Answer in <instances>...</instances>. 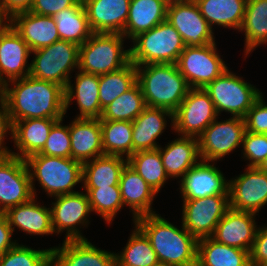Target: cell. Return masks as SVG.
<instances>
[{
	"mask_svg": "<svg viewBox=\"0 0 267 266\" xmlns=\"http://www.w3.org/2000/svg\"><path fill=\"white\" fill-rule=\"evenodd\" d=\"M229 208V195L183 200L182 225L197 239L211 237Z\"/></svg>",
	"mask_w": 267,
	"mask_h": 266,
	"instance_id": "12",
	"label": "cell"
},
{
	"mask_svg": "<svg viewBox=\"0 0 267 266\" xmlns=\"http://www.w3.org/2000/svg\"><path fill=\"white\" fill-rule=\"evenodd\" d=\"M104 155H132V121L100 120Z\"/></svg>",
	"mask_w": 267,
	"mask_h": 266,
	"instance_id": "37",
	"label": "cell"
},
{
	"mask_svg": "<svg viewBox=\"0 0 267 266\" xmlns=\"http://www.w3.org/2000/svg\"><path fill=\"white\" fill-rule=\"evenodd\" d=\"M77 73L75 86L69 80L65 88V112L72 103V99H76L80 113L75 118L100 119L103 109L99 101V75L81 70Z\"/></svg>",
	"mask_w": 267,
	"mask_h": 266,
	"instance_id": "25",
	"label": "cell"
},
{
	"mask_svg": "<svg viewBox=\"0 0 267 266\" xmlns=\"http://www.w3.org/2000/svg\"><path fill=\"white\" fill-rule=\"evenodd\" d=\"M256 215L258 214L229 208L217 224L211 238L218 243L250 253L258 228L255 222Z\"/></svg>",
	"mask_w": 267,
	"mask_h": 266,
	"instance_id": "18",
	"label": "cell"
},
{
	"mask_svg": "<svg viewBox=\"0 0 267 266\" xmlns=\"http://www.w3.org/2000/svg\"><path fill=\"white\" fill-rule=\"evenodd\" d=\"M136 70L147 107L174 113L191 89L176 64H146Z\"/></svg>",
	"mask_w": 267,
	"mask_h": 266,
	"instance_id": "3",
	"label": "cell"
},
{
	"mask_svg": "<svg viewBox=\"0 0 267 266\" xmlns=\"http://www.w3.org/2000/svg\"><path fill=\"white\" fill-rule=\"evenodd\" d=\"M242 147L244 158L249 160L248 167H258L267 157V134L245 131Z\"/></svg>",
	"mask_w": 267,
	"mask_h": 266,
	"instance_id": "44",
	"label": "cell"
},
{
	"mask_svg": "<svg viewBox=\"0 0 267 266\" xmlns=\"http://www.w3.org/2000/svg\"><path fill=\"white\" fill-rule=\"evenodd\" d=\"M149 239L160 265L197 266L198 239L159 214L138 217L134 222Z\"/></svg>",
	"mask_w": 267,
	"mask_h": 266,
	"instance_id": "2",
	"label": "cell"
},
{
	"mask_svg": "<svg viewBox=\"0 0 267 266\" xmlns=\"http://www.w3.org/2000/svg\"><path fill=\"white\" fill-rule=\"evenodd\" d=\"M180 187L183 200L229 195V182L223 173L213 163L203 160H200L181 178Z\"/></svg>",
	"mask_w": 267,
	"mask_h": 266,
	"instance_id": "17",
	"label": "cell"
},
{
	"mask_svg": "<svg viewBox=\"0 0 267 266\" xmlns=\"http://www.w3.org/2000/svg\"><path fill=\"white\" fill-rule=\"evenodd\" d=\"M69 133L72 159L83 164L104 155L100 119L75 118Z\"/></svg>",
	"mask_w": 267,
	"mask_h": 266,
	"instance_id": "22",
	"label": "cell"
},
{
	"mask_svg": "<svg viewBox=\"0 0 267 266\" xmlns=\"http://www.w3.org/2000/svg\"><path fill=\"white\" fill-rule=\"evenodd\" d=\"M218 116L210 95L204 89L191 88L173 113L172 130L198 138Z\"/></svg>",
	"mask_w": 267,
	"mask_h": 266,
	"instance_id": "10",
	"label": "cell"
},
{
	"mask_svg": "<svg viewBox=\"0 0 267 266\" xmlns=\"http://www.w3.org/2000/svg\"><path fill=\"white\" fill-rule=\"evenodd\" d=\"M13 29L22 37L31 51L60 40L53 16L22 12L12 17Z\"/></svg>",
	"mask_w": 267,
	"mask_h": 266,
	"instance_id": "23",
	"label": "cell"
},
{
	"mask_svg": "<svg viewBox=\"0 0 267 266\" xmlns=\"http://www.w3.org/2000/svg\"><path fill=\"white\" fill-rule=\"evenodd\" d=\"M60 119H23L13 124L15 147L20 152H12L13 156L26 159L28 156L39 153L46 144L52 126Z\"/></svg>",
	"mask_w": 267,
	"mask_h": 266,
	"instance_id": "26",
	"label": "cell"
},
{
	"mask_svg": "<svg viewBox=\"0 0 267 266\" xmlns=\"http://www.w3.org/2000/svg\"><path fill=\"white\" fill-rule=\"evenodd\" d=\"M120 33H93L79 46L78 70L94 75L107 74L130 62V49L124 50Z\"/></svg>",
	"mask_w": 267,
	"mask_h": 266,
	"instance_id": "6",
	"label": "cell"
},
{
	"mask_svg": "<svg viewBox=\"0 0 267 266\" xmlns=\"http://www.w3.org/2000/svg\"><path fill=\"white\" fill-rule=\"evenodd\" d=\"M9 83L5 84L2 98L7 103L13 124L23 119H62L66 114L63 86L30 75Z\"/></svg>",
	"mask_w": 267,
	"mask_h": 266,
	"instance_id": "1",
	"label": "cell"
},
{
	"mask_svg": "<svg viewBox=\"0 0 267 266\" xmlns=\"http://www.w3.org/2000/svg\"><path fill=\"white\" fill-rule=\"evenodd\" d=\"M158 150L167 176L174 179L183 177L201 160L198 138L195 137L180 136Z\"/></svg>",
	"mask_w": 267,
	"mask_h": 266,
	"instance_id": "28",
	"label": "cell"
},
{
	"mask_svg": "<svg viewBox=\"0 0 267 266\" xmlns=\"http://www.w3.org/2000/svg\"><path fill=\"white\" fill-rule=\"evenodd\" d=\"M168 0H131L122 34L131 40L167 19Z\"/></svg>",
	"mask_w": 267,
	"mask_h": 266,
	"instance_id": "30",
	"label": "cell"
},
{
	"mask_svg": "<svg viewBox=\"0 0 267 266\" xmlns=\"http://www.w3.org/2000/svg\"><path fill=\"white\" fill-rule=\"evenodd\" d=\"M80 0H33L30 12L43 15L54 16L58 12L73 7Z\"/></svg>",
	"mask_w": 267,
	"mask_h": 266,
	"instance_id": "47",
	"label": "cell"
},
{
	"mask_svg": "<svg viewBox=\"0 0 267 266\" xmlns=\"http://www.w3.org/2000/svg\"><path fill=\"white\" fill-rule=\"evenodd\" d=\"M52 205L50 210L54 233L59 234L65 230V240L87 239L77 228L90 223L87 218L92 210L87 193L75 192L56 196Z\"/></svg>",
	"mask_w": 267,
	"mask_h": 266,
	"instance_id": "14",
	"label": "cell"
},
{
	"mask_svg": "<svg viewBox=\"0 0 267 266\" xmlns=\"http://www.w3.org/2000/svg\"><path fill=\"white\" fill-rule=\"evenodd\" d=\"M130 61L136 66L146 64H176L186 47L182 37L166 19L152 29L132 39Z\"/></svg>",
	"mask_w": 267,
	"mask_h": 266,
	"instance_id": "5",
	"label": "cell"
},
{
	"mask_svg": "<svg viewBox=\"0 0 267 266\" xmlns=\"http://www.w3.org/2000/svg\"><path fill=\"white\" fill-rule=\"evenodd\" d=\"M33 0H0L1 7L11 16L22 12H28Z\"/></svg>",
	"mask_w": 267,
	"mask_h": 266,
	"instance_id": "50",
	"label": "cell"
},
{
	"mask_svg": "<svg viewBox=\"0 0 267 266\" xmlns=\"http://www.w3.org/2000/svg\"><path fill=\"white\" fill-rule=\"evenodd\" d=\"M197 266H250V255L205 237L198 239Z\"/></svg>",
	"mask_w": 267,
	"mask_h": 266,
	"instance_id": "33",
	"label": "cell"
},
{
	"mask_svg": "<svg viewBox=\"0 0 267 266\" xmlns=\"http://www.w3.org/2000/svg\"><path fill=\"white\" fill-rule=\"evenodd\" d=\"M142 89L136 82L102 110L100 120L133 121L146 108Z\"/></svg>",
	"mask_w": 267,
	"mask_h": 266,
	"instance_id": "38",
	"label": "cell"
},
{
	"mask_svg": "<svg viewBox=\"0 0 267 266\" xmlns=\"http://www.w3.org/2000/svg\"><path fill=\"white\" fill-rule=\"evenodd\" d=\"M176 65L190 88L200 89H204L228 69L217 52L216 42L203 46H186Z\"/></svg>",
	"mask_w": 267,
	"mask_h": 266,
	"instance_id": "9",
	"label": "cell"
},
{
	"mask_svg": "<svg viewBox=\"0 0 267 266\" xmlns=\"http://www.w3.org/2000/svg\"><path fill=\"white\" fill-rule=\"evenodd\" d=\"M211 28L212 25L240 30L247 0H194Z\"/></svg>",
	"mask_w": 267,
	"mask_h": 266,
	"instance_id": "32",
	"label": "cell"
},
{
	"mask_svg": "<svg viewBox=\"0 0 267 266\" xmlns=\"http://www.w3.org/2000/svg\"><path fill=\"white\" fill-rule=\"evenodd\" d=\"M9 131V132H8ZM7 133L13 135V123L9 116V110L6 101L0 98V158L12 156L11 150L3 146Z\"/></svg>",
	"mask_w": 267,
	"mask_h": 266,
	"instance_id": "48",
	"label": "cell"
},
{
	"mask_svg": "<svg viewBox=\"0 0 267 266\" xmlns=\"http://www.w3.org/2000/svg\"><path fill=\"white\" fill-rule=\"evenodd\" d=\"M31 52L12 26L0 37V79L4 84L30 75Z\"/></svg>",
	"mask_w": 267,
	"mask_h": 266,
	"instance_id": "21",
	"label": "cell"
},
{
	"mask_svg": "<svg viewBox=\"0 0 267 266\" xmlns=\"http://www.w3.org/2000/svg\"><path fill=\"white\" fill-rule=\"evenodd\" d=\"M217 117L198 137L199 155L203 161L214 162L242 146L246 131L242 117L232 116L217 121Z\"/></svg>",
	"mask_w": 267,
	"mask_h": 266,
	"instance_id": "11",
	"label": "cell"
},
{
	"mask_svg": "<svg viewBox=\"0 0 267 266\" xmlns=\"http://www.w3.org/2000/svg\"><path fill=\"white\" fill-rule=\"evenodd\" d=\"M13 230L5 213H0V258L17 244V240L12 241Z\"/></svg>",
	"mask_w": 267,
	"mask_h": 266,
	"instance_id": "49",
	"label": "cell"
},
{
	"mask_svg": "<svg viewBox=\"0 0 267 266\" xmlns=\"http://www.w3.org/2000/svg\"><path fill=\"white\" fill-rule=\"evenodd\" d=\"M120 254L115 253L116 266H160L149 239L135 225Z\"/></svg>",
	"mask_w": 267,
	"mask_h": 266,
	"instance_id": "36",
	"label": "cell"
},
{
	"mask_svg": "<svg viewBox=\"0 0 267 266\" xmlns=\"http://www.w3.org/2000/svg\"><path fill=\"white\" fill-rule=\"evenodd\" d=\"M241 32L245 35V57L267 44V0H247Z\"/></svg>",
	"mask_w": 267,
	"mask_h": 266,
	"instance_id": "35",
	"label": "cell"
},
{
	"mask_svg": "<svg viewBox=\"0 0 267 266\" xmlns=\"http://www.w3.org/2000/svg\"><path fill=\"white\" fill-rule=\"evenodd\" d=\"M33 196L25 159L16 156L0 158V213L28 202Z\"/></svg>",
	"mask_w": 267,
	"mask_h": 266,
	"instance_id": "15",
	"label": "cell"
},
{
	"mask_svg": "<svg viewBox=\"0 0 267 266\" xmlns=\"http://www.w3.org/2000/svg\"><path fill=\"white\" fill-rule=\"evenodd\" d=\"M63 118L58 120L50 130L46 144L39 154L53 157H71L69 125H62Z\"/></svg>",
	"mask_w": 267,
	"mask_h": 266,
	"instance_id": "43",
	"label": "cell"
},
{
	"mask_svg": "<svg viewBox=\"0 0 267 266\" xmlns=\"http://www.w3.org/2000/svg\"><path fill=\"white\" fill-rule=\"evenodd\" d=\"M246 131L267 134V104L263 95L254 103L244 117Z\"/></svg>",
	"mask_w": 267,
	"mask_h": 266,
	"instance_id": "45",
	"label": "cell"
},
{
	"mask_svg": "<svg viewBox=\"0 0 267 266\" xmlns=\"http://www.w3.org/2000/svg\"><path fill=\"white\" fill-rule=\"evenodd\" d=\"M228 182L230 208L257 214L267 204L266 172L247 167L245 173Z\"/></svg>",
	"mask_w": 267,
	"mask_h": 266,
	"instance_id": "16",
	"label": "cell"
},
{
	"mask_svg": "<svg viewBox=\"0 0 267 266\" xmlns=\"http://www.w3.org/2000/svg\"><path fill=\"white\" fill-rule=\"evenodd\" d=\"M12 26V17L0 5V37Z\"/></svg>",
	"mask_w": 267,
	"mask_h": 266,
	"instance_id": "51",
	"label": "cell"
},
{
	"mask_svg": "<svg viewBox=\"0 0 267 266\" xmlns=\"http://www.w3.org/2000/svg\"><path fill=\"white\" fill-rule=\"evenodd\" d=\"M173 126V113L163 108L146 107L132 121V154L137 151L155 150L160 147L156 139L167 127L166 117Z\"/></svg>",
	"mask_w": 267,
	"mask_h": 266,
	"instance_id": "24",
	"label": "cell"
},
{
	"mask_svg": "<svg viewBox=\"0 0 267 266\" xmlns=\"http://www.w3.org/2000/svg\"><path fill=\"white\" fill-rule=\"evenodd\" d=\"M249 255L250 265L267 266V226L257 228Z\"/></svg>",
	"mask_w": 267,
	"mask_h": 266,
	"instance_id": "46",
	"label": "cell"
},
{
	"mask_svg": "<svg viewBox=\"0 0 267 266\" xmlns=\"http://www.w3.org/2000/svg\"><path fill=\"white\" fill-rule=\"evenodd\" d=\"M25 162L29 170L31 189L35 198L37 197L35 180L39 181L42 189L51 197L78 192L74 191L73 187L82 182L83 164L81 162L71 157L61 158L39 153L28 156Z\"/></svg>",
	"mask_w": 267,
	"mask_h": 266,
	"instance_id": "4",
	"label": "cell"
},
{
	"mask_svg": "<svg viewBox=\"0 0 267 266\" xmlns=\"http://www.w3.org/2000/svg\"><path fill=\"white\" fill-rule=\"evenodd\" d=\"M137 82L136 65L131 61L119 70L99 75V101L105 108Z\"/></svg>",
	"mask_w": 267,
	"mask_h": 266,
	"instance_id": "40",
	"label": "cell"
},
{
	"mask_svg": "<svg viewBox=\"0 0 267 266\" xmlns=\"http://www.w3.org/2000/svg\"><path fill=\"white\" fill-rule=\"evenodd\" d=\"M0 266H51V248L35 250L17 243L0 258Z\"/></svg>",
	"mask_w": 267,
	"mask_h": 266,
	"instance_id": "42",
	"label": "cell"
},
{
	"mask_svg": "<svg viewBox=\"0 0 267 266\" xmlns=\"http://www.w3.org/2000/svg\"><path fill=\"white\" fill-rule=\"evenodd\" d=\"M128 165L158 193L169 177L167 176L158 149L134 152Z\"/></svg>",
	"mask_w": 267,
	"mask_h": 266,
	"instance_id": "39",
	"label": "cell"
},
{
	"mask_svg": "<svg viewBox=\"0 0 267 266\" xmlns=\"http://www.w3.org/2000/svg\"><path fill=\"white\" fill-rule=\"evenodd\" d=\"M36 202L35 197H32L28 202L11 207L5 212L13 232L14 227H17L30 235L54 233L50 208Z\"/></svg>",
	"mask_w": 267,
	"mask_h": 266,
	"instance_id": "27",
	"label": "cell"
},
{
	"mask_svg": "<svg viewBox=\"0 0 267 266\" xmlns=\"http://www.w3.org/2000/svg\"><path fill=\"white\" fill-rule=\"evenodd\" d=\"M53 18L60 40L69 41L81 46L93 34L82 0L73 7L58 12Z\"/></svg>",
	"mask_w": 267,
	"mask_h": 266,
	"instance_id": "34",
	"label": "cell"
},
{
	"mask_svg": "<svg viewBox=\"0 0 267 266\" xmlns=\"http://www.w3.org/2000/svg\"><path fill=\"white\" fill-rule=\"evenodd\" d=\"M242 78L227 69L204 88L218 115L224 111L231 113V116L244 118L262 96L259 89Z\"/></svg>",
	"mask_w": 267,
	"mask_h": 266,
	"instance_id": "8",
	"label": "cell"
},
{
	"mask_svg": "<svg viewBox=\"0 0 267 266\" xmlns=\"http://www.w3.org/2000/svg\"><path fill=\"white\" fill-rule=\"evenodd\" d=\"M51 266H116V258L87 239L64 240L62 247L51 248Z\"/></svg>",
	"mask_w": 267,
	"mask_h": 266,
	"instance_id": "19",
	"label": "cell"
},
{
	"mask_svg": "<svg viewBox=\"0 0 267 266\" xmlns=\"http://www.w3.org/2000/svg\"><path fill=\"white\" fill-rule=\"evenodd\" d=\"M260 171L267 173V157L260 163V165L257 167Z\"/></svg>",
	"mask_w": 267,
	"mask_h": 266,
	"instance_id": "52",
	"label": "cell"
},
{
	"mask_svg": "<svg viewBox=\"0 0 267 266\" xmlns=\"http://www.w3.org/2000/svg\"><path fill=\"white\" fill-rule=\"evenodd\" d=\"M30 76L43 81L67 87L71 71L78 69L79 46L59 40L55 43L32 51Z\"/></svg>",
	"mask_w": 267,
	"mask_h": 266,
	"instance_id": "7",
	"label": "cell"
},
{
	"mask_svg": "<svg viewBox=\"0 0 267 266\" xmlns=\"http://www.w3.org/2000/svg\"><path fill=\"white\" fill-rule=\"evenodd\" d=\"M93 33L124 31L131 0H82Z\"/></svg>",
	"mask_w": 267,
	"mask_h": 266,
	"instance_id": "20",
	"label": "cell"
},
{
	"mask_svg": "<svg viewBox=\"0 0 267 266\" xmlns=\"http://www.w3.org/2000/svg\"><path fill=\"white\" fill-rule=\"evenodd\" d=\"M122 156L103 155L83 163V188H101L119 186V180L127 158Z\"/></svg>",
	"mask_w": 267,
	"mask_h": 266,
	"instance_id": "31",
	"label": "cell"
},
{
	"mask_svg": "<svg viewBox=\"0 0 267 266\" xmlns=\"http://www.w3.org/2000/svg\"><path fill=\"white\" fill-rule=\"evenodd\" d=\"M167 20L186 46H203L215 42L213 29L201 15L194 0L169 1Z\"/></svg>",
	"mask_w": 267,
	"mask_h": 266,
	"instance_id": "13",
	"label": "cell"
},
{
	"mask_svg": "<svg viewBox=\"0 0 267 266\" xmlns=\"http://www.w3.org/2000/svg\"><path fill=\"white\" fill-rule=\"evenodd\" d=\"M5 91V84L3 81L0 79V98L3 97Z\"/></svg>",
	"mask_w": 267,
	"mask_h": 266,
	"instance_id": "53",
	"label": "cell"
},
{
	"mask_svg": "<svg viewBox=\"0 0 267 266\" xmlns=\"http://www.w3.org/2000/svg\"><path fill=\"white\" fill-rule=\"evenodd\" d=\"M119 187L123 204L133 211V222L138 217L155 214L151 205L157 193L128 164L122 171Z\"/></svg>",
	"mask_w": 267,
	"mask_h": 266,
	"instance_id": "29",
	"label": "cell"
},
{
	"mask_svg": "<svg viewBox=\"0 0 267 266\" xmlns=\"http://www.w3.org/2000/svg\"><path fill=\"white\" fill-rule=\"evenodd\" d=\"M88 195L92 212L101 215L106 224H111L117 212L123 208L119 186L101 188H83Z\"/></svg>",
	"mask_w": 267,
	"mask_h": 266,
	"instance_id": "41",
	"label": "cell"
}]
</instances>
